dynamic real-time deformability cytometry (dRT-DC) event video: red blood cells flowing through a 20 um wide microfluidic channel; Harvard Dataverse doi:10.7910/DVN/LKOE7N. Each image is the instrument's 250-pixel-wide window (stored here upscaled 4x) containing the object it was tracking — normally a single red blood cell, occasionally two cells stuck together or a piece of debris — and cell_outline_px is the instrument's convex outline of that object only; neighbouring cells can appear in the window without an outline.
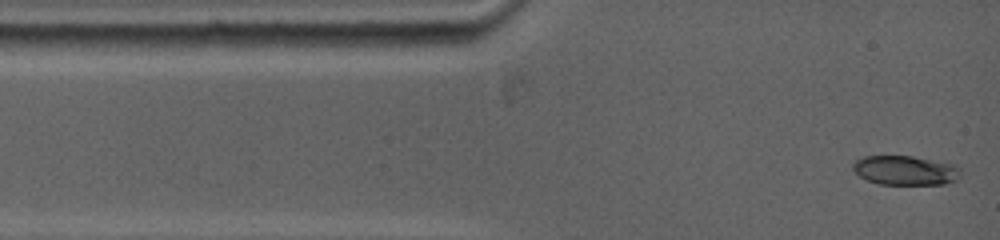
{"species": "common noctule bat (a hibernating species)", "species_latin": "Nyctalus noctula", "temperature_condition": "warm", "stored_images_in_passage": 9, "camera_frame_rate_fps": 5000, "um_per_image_px": 0.085, "animal": {"sex": "female", "body_mass_g": 19.0, "forearm_length_mm": 53.3}, "frame": {"image": 1, "passage_image": 1, "time_ms": 0.0, "image_size_px": [1000, 240], "cell_outline_px": [[960, 176], [956, 180], [944, 184], [880, 184], [868, 180], [860, 176], [852, 168], [852, 164], [856, 160], [864, 156], [912, 156], [952, 164], [960, 168]], "centroid_in_image_um": [76.95, 14.48], "position_along_channel_um": 8.1, "area_um2": 18.26}}
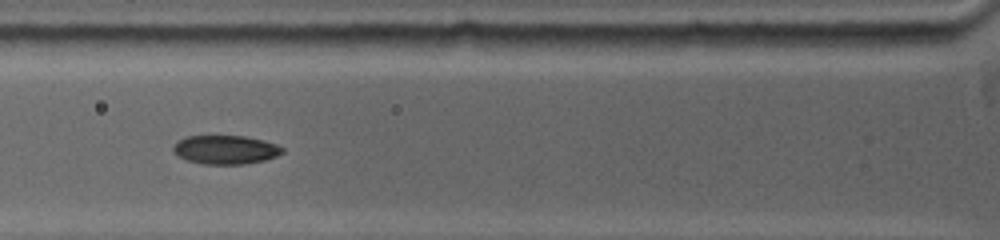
{"frame": {"image": 2, "passage_image": 5, "time_ms": 3.6, "image_size_px": [1000, 240], "cell_outline_px": [[284, 152], [276, 156], [264, 160], [244, 164], [204, 164], [188, 160], [176, 156], [172, 148], [184, 136], [244, 136], [264, 140], [276, 144], [284, 148]], "centroid_in_image_um": [19.18, 12.72], "position_along_channel_um": 106.6, "area_um2": 18.26}}
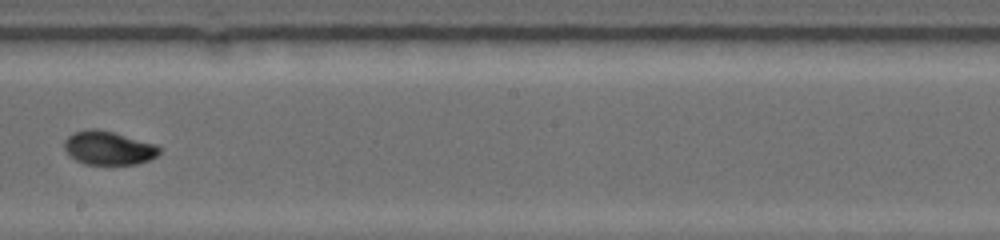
{"frame": {"image": 3, "passage_image": 8, "time_ms": 7.0, "image_size_px": [1000, 240], "cell_outline_px": [[160, 152], [156, 156], [148, 160], [136, 164], [84, 164], [68, 156], [64, 148], [64, 140], [68, 136], [76, 132], [88, 128], [96, 128], [112, 132], [156, 144], [160, 148]], "centroid_in_image_um": [9.19, 12.58], "position_along_channel_um": 239.0, "area_um2": 18.61}}